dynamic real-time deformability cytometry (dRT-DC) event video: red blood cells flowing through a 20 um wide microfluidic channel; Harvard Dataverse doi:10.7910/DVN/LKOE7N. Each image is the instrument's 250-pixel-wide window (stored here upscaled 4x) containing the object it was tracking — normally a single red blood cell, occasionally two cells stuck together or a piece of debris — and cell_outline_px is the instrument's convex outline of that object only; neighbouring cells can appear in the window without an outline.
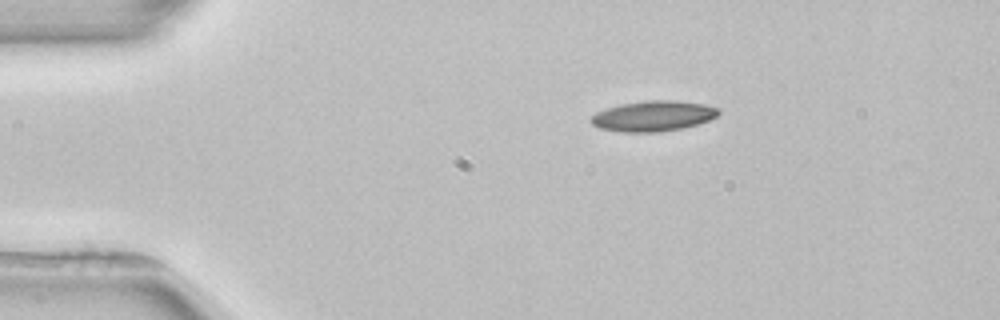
{"species": "common noctule bat (a hibernating species)", "species_latin": "Nyctalus noctula", "temperature_condition": "room temperature", "stored_images_in_passage": 2, "camera_frame_rate_fps": 3000, "um_per_image_px": 0.085, "animal": {"sex": "female", "body_mass_g": 22.7, "forearm_length_mm": 54.2}, "frame": {"image": 1, "passage_image": 1, "time_ms": 0.0, "image_size_px": [1000, 320], "cell_outline_px": [[720, 112], [716, 116], [708, 120], [684, 128], [656, 132], [620, 132], [600, 128], [592, 124], [588, 120], [596, 112], [620, 104], [652, 100], [676, 100], [704, 104], [720, 108]], "centroid_in_image_um": [55.52, 9.86], "position_along_channel_um": 29.5, "area_um2": 22.6}}